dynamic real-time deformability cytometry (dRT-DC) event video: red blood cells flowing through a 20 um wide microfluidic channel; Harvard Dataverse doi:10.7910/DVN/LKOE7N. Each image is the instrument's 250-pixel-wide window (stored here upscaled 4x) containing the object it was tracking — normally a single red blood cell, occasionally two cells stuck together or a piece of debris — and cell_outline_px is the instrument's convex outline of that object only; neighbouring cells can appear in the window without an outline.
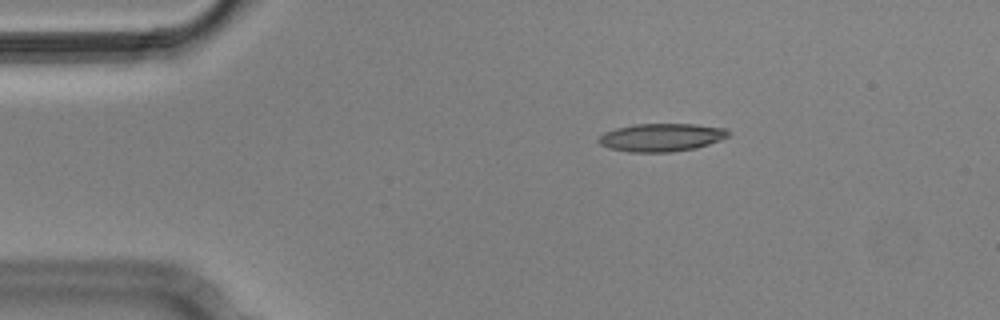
{"species": "Egyptian fruit bat (a non-hibernating species)", "species_latin": "Rousettus aegyptiacus", "temperature_condition": "cold", "stored_images_in_passage": 5, "camera_frame_rate_fps": 3000, "um_per_image_px": 0.085, "animal": {"sex": "male"}, "frame": {"image": 1, "passage_image": 3, "time_ms": 0.667, "image_size_px": [1000, 320], "cell_outline_px": [[732, 132], [728, 136], [720, 140], [696, 148], [672, 152], [628, 152], [608, 148], [600, 144], [596, 140], [604, 132], [616, 128], [632, 124], [696, 124], [728, 128]], "centroid_in_image_um": [56.23, 11.67], "position_along_channel_um": 28.8, "area_um2": 21.44}}